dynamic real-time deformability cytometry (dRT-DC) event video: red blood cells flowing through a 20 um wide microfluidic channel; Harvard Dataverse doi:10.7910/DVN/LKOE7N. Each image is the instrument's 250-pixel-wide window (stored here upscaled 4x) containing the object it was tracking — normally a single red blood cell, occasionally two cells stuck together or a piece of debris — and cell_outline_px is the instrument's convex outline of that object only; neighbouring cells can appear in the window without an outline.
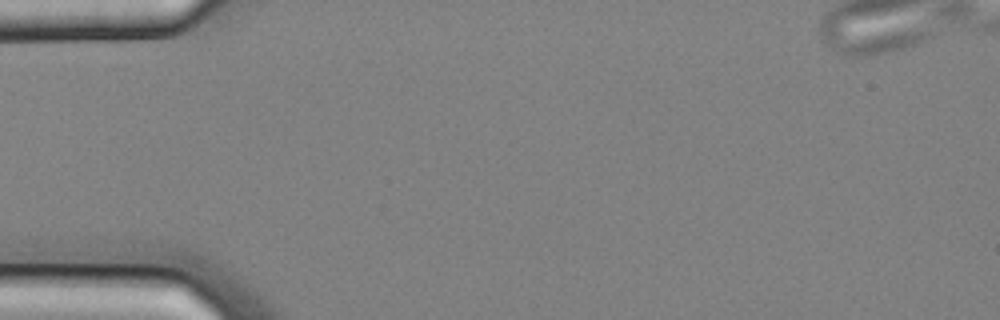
{"species": "common noctule bat (a hibernating species)", "species_latin": "Nyctalus noctula", "temperature_condition": "cold", "stored_images_in_passage": 3, "camera_frame_rate_fps": 3000, "um_per_image_px": 0.085, "animal": {"sex": "male", "body_mass_g": 20.4}, "frame": {"image": 1, "passage_image": 1, "time_ms": 0.0, "image_size_px": [1000, 320], "cell_outline_px": [[184, 284], [180, 288], [160, 288], [76, 284], [52, 276], [52, 272], [132, 272], [176, 276], [184, 280]], "centroid_in_image_um": [10.34, 23.74], "position_along_channel_um": 74.7, "area_um2": 11.62}}